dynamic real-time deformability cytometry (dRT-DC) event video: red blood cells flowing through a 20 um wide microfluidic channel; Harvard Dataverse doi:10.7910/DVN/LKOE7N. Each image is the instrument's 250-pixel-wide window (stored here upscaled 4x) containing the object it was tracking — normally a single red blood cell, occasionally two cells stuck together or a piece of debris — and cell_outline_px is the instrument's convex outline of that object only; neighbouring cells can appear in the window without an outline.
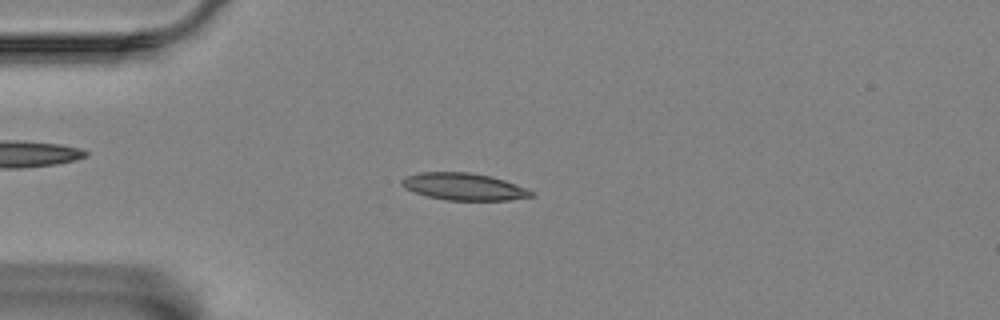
{"species": "Egyptian fruit bat (a non-hibernating species)", "species_latin": "Rousettus aegyptiacus", "temperature_condition": "room temperature", "stored_images_in_passage": 57, "camera_frame_rate_fps": 3000, "um_per_image_px": 0.085, "animal": {"sex": "female"}, "frame": {"image": 1, "passage_image": 14, "time_ms": 4.333, "image_size_px": [1000, 320], "cell_outline_px": [[536, 196], [508, 200], [448, 200], [428, 196], [404, 188], [400, 184], [400, 180], [408, 176], [420, 172], [468, 172], [488, 176], [504, 180], [536, 192]], "centroid_in_image_um": [39.44, 15.87], "position_along_channel_um": 45.6, "area_um2": 20.29}}
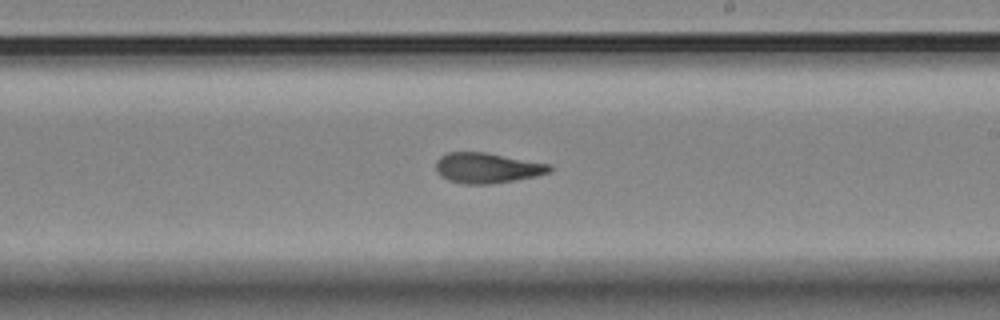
{"frame": {"image": 2, "passage_image": 33, "time_ms": 10.667, "image_size_px": [1000, 320], "cell_outline_px": [[552, 172], [536, 176], [516, 180], [492, 184], [464, 184], [448, 180], [440, 176], [436, 172], [436, 160], [440, 156], [448, 152], [484, 152], [552, 164]], "centroid_in_image_um": [41.42, 14.28], "position_along_channel_um": 247.6, "area_um2": 20.35}}
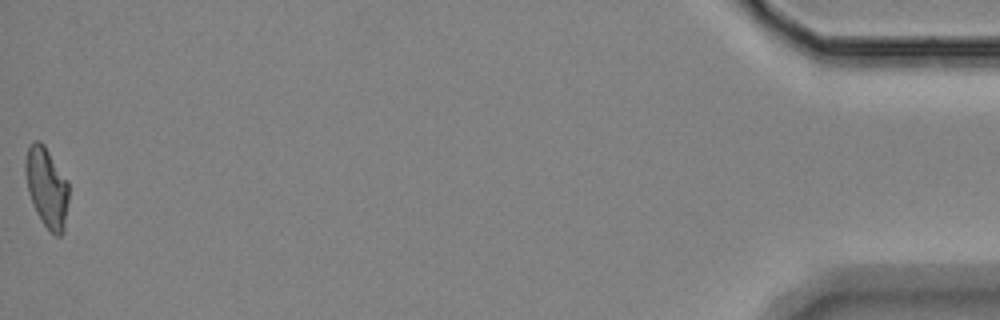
{"frame": {"image": 3, "passage_image": 57, "time_ms": 18.667, "image_size_px": [1000, 320], "cell_outline_px": [[68, 200], [64, 232], [60, 236], [56, 236], [44, 224], [36, 212], [28, 192], [24, 172], [24, 164], [28, 144], [32, 140], [40, 140], [44, 144], [68, 180]], "centroid_in_image_um": [3.96, 15.87], "position_along_channel_um": 431.2, "area_um2": 20.46}, "authors_computed_cell_mechanics": {"area_um2": 20.0566, "velocity_mm_per_s": 3.4575, "shape_relaxation_time_tau1_ms": null, "shape_relaxation_time_tau2_ms": 3.0087, "deformation_change_tau1": null, "deformation_change_tau2": 0.1145}}